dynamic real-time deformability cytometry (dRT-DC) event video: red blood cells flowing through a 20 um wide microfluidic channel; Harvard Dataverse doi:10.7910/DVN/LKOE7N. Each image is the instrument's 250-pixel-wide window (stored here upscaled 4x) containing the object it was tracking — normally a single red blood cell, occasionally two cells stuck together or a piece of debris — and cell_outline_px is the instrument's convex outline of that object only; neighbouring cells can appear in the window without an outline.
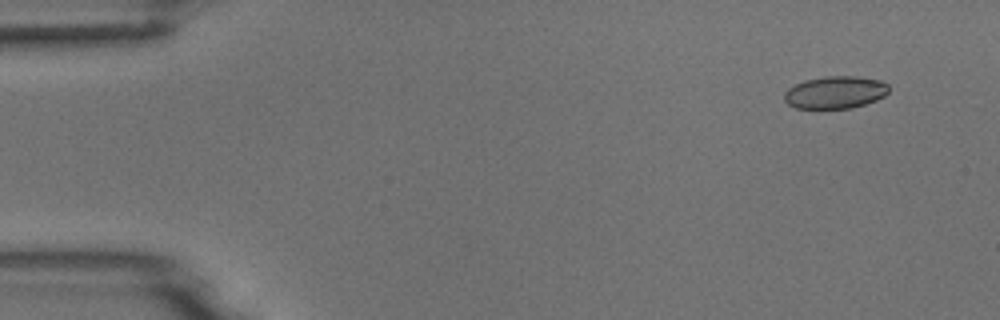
{"species": "common noctule bat (a hibernating species)", "species_latin": "Nyctalus noctula", "temperature_condition": "room temperature", "stored_images_in_passage": 5, "camera_frame_rate_fps": 3000, "um_per_image_px": 0.085, "animal": {"sex": "male", "body_mass_g": 18.8}, "frame": {"image": 1, "passage_image": 2, "time_ms": 1.0, "image_size_px": [1000, 320], "cell_outline_px": [[888, 92], [884, 96], [876, 100], [852, 108], [796, 108], [788, 104], [784, 100], [784, 92], [788, 88], [804, 80], [824, 76], [856, 76], [880, 80], [888, 84]], "centroid_in_image_um": [70.98, 7.84], "position_along_channel_um": 14.0, "area_um2": 19.77}}
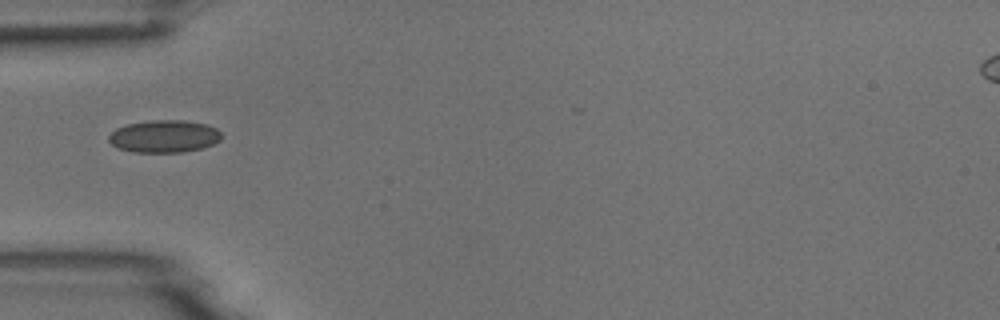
{"frame": {"image": 2, "passage_image": 5, "time_ms": 5.333, "image_size_px": [1000, 320], "cell_outline_px": [[220, 140], [212, 144], [200, 148], [180, 152], [132, 152], [120, 148], [112, 144], [108, 140], [108, 136], [116, 128], [128, 124], [152, 120], [184, 120], [208, 124], [216, 128], [220, 132]], "centroid_in_image_um": [13.95, 11.58], "position_along_channel_um": 71.1, "area_um2": 21.15}}